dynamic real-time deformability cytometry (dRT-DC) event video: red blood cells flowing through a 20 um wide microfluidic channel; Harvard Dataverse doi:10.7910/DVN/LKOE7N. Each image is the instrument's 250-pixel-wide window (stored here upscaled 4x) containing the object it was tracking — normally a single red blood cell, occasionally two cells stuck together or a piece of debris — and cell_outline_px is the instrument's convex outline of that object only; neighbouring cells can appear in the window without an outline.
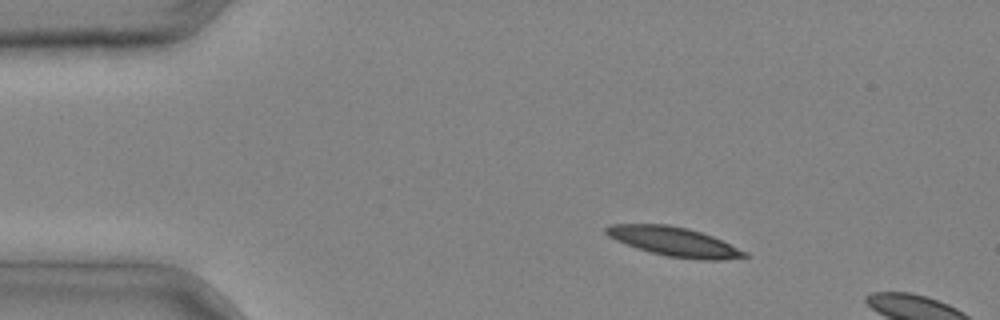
{"species": "common noctule bat (a hibernating species)", "species_latin": "Nyctalus noctula", "temperature_condition": "cold", "stored_images_in_passage": 3, "camera_frame_rate_fps": 3000, "um_per_image_px": 0.085, "animal": {"sex": "male", "body_mass_g": 20.4}, "frame": {"image": 1, "passage_image": 2, "time_ms": 0.333, "image_size_px": [1000, 320], "cell_outline_px": [[748, 256], [724, 260], [704, 260], [668, 256], [648, 252], [636, 248], [616, 240], [608, 236], [604, 232], [604, 228], [608, 224], [668, 224], [688, 228], [712, 236], [748, 252]], "centroid_in_image_um": [57.27, 20.53], "position_along_channel_um": 27.7, "area_um2": 23.58}}